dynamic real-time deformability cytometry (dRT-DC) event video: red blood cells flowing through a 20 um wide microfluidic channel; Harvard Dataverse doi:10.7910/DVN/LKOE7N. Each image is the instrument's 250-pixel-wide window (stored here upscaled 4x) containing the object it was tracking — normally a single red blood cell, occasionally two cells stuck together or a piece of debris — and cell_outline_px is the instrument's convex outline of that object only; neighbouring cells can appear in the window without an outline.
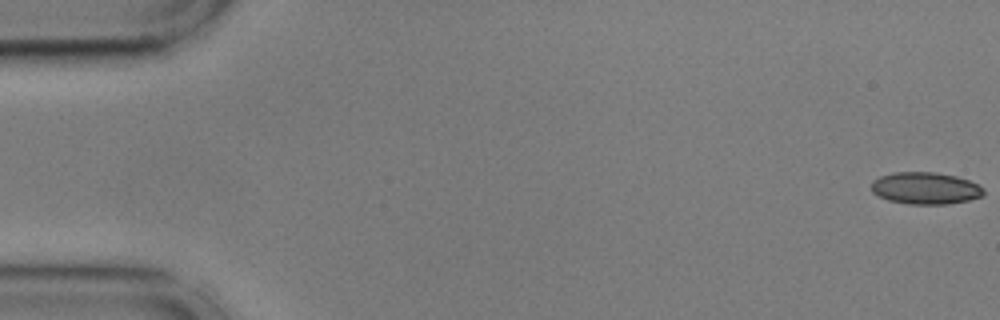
{"species": "common noctule bat (a hibernating species)", "species_latin": "Nyctalus noctula", "temperature_condition": "cold", "stored_images_in_passage": 16, "camera_frame_rate_fps": 3000, "um_per_image_px": 0.085, "animal": {"sex": "male", "body_mass_g": 17.9, "forearm_length_mm": 54.2}, "frame": {"image": 1, "passage_image": 1, "time_ms": 0.0, "image_size_px": [1000, 320], "cell_outline_px": [[984, 192], [980, 196], [968, 200], [948, 204], [908, 204], [888, 200], [872, 192], [872, 180], [880, 176], [892, 172], [936, 172], [956, 176], [968, 180], [984, 188]], "centroid_in_image_um": [78.63, 15.99], "position_along_channel_um": 6.4, "area_um2": 20.87}}